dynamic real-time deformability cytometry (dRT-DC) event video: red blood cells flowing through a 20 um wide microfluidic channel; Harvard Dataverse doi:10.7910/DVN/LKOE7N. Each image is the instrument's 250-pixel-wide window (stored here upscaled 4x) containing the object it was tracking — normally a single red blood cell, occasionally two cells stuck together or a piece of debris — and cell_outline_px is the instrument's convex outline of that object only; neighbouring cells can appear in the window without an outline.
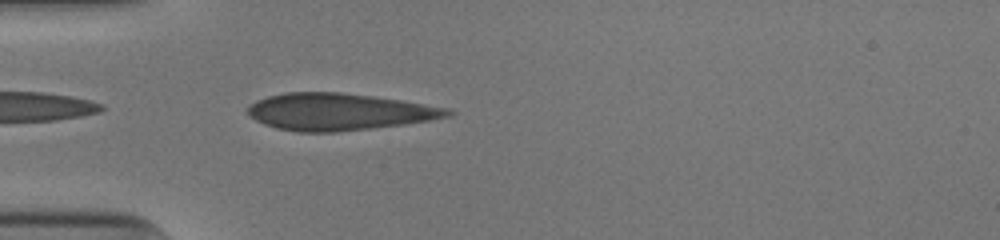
{"species": "human", "species_latin": "Homo sapiens", "temperature_condition": "cold", "stored_images_in_passage": 37, "camera_frame_rate_fps": 3000, "um_per_image_px": 0.085, "donor": {"sex": "male"}, "frame": {"image": 1, "passage_image": 1, "time_ms": 0.0, "image_size_px": [1000, 240], "cell_outline_px": [[456, 112], [452, 116], [404, 124], [372, 128], [336, 132], [300, 132], [276, 128], [264, 124], [248, 116], [248, 104], [256, 100], [268, 96], [284, 92], [340, 92], [372, 96], [400, 100], [448, 108]], "centroid_in_image_um": [28.78, 9.5], "position_along_channel_um": 56.2, "area_um2": 43.06}}
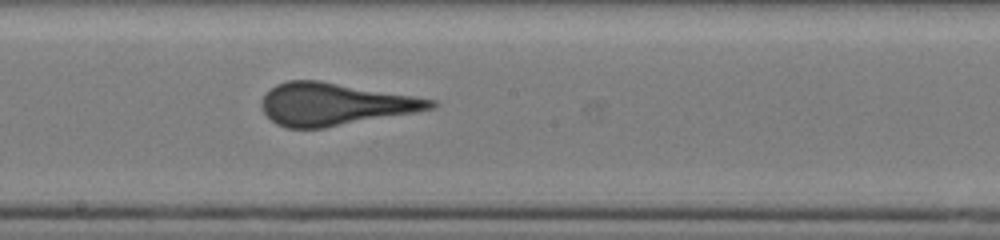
{"frame": {"image": 2, "passage_image": 14, "time_ms": 4.333, "image_size_px": [1000, 240], "cell_outline_px": [[436, 104], [432, 108], [416, 112], [324, 128], [288, 128], [276, 124], [264, 112], [260, 104], [264, 96], [276, 84], [288, 80], [320, 80], [436, 100]], "centroid_in_image_um": [28.42, 8.85], "position_along_channel_um": 219.8, "area_um2": 41.38}}
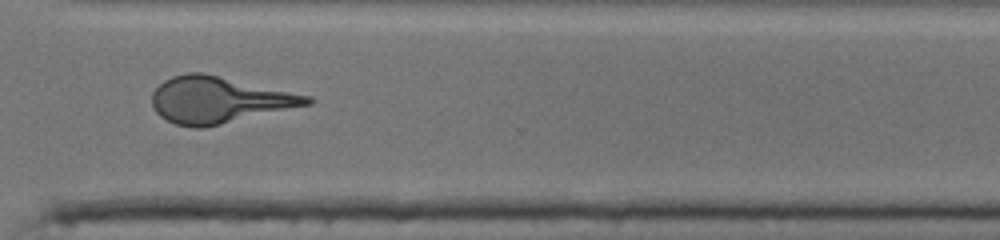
{"frame": {"image": 3, "passage_image": 24, "time_ms": 7.667, "image_size_px": [1000, 240], "cell_outline_px": [[312, 104], [204, 128], [192, 128], [176, 124], [160, 116], [156, 112], [152, 104], [152, 92], [164, 80], [172, 76], [188, 72], [204, 72], [312, 96]], "centroid_in_image_um": [18.61, 8.49], "position_along_channel_um": 352.0, "area_um2": 42.08}}